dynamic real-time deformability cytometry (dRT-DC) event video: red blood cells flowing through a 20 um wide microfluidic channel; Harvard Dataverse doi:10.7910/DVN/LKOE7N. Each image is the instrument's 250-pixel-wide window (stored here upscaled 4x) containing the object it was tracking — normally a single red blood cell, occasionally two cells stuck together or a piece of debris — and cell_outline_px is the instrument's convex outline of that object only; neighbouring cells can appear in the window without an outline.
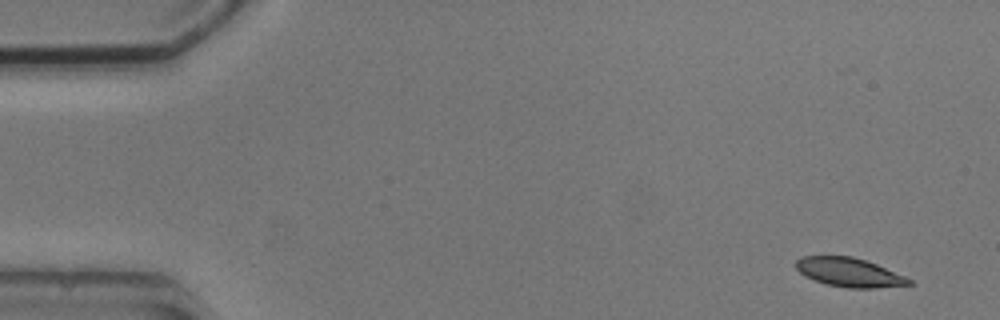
{"species": "common noctule bat (a hibernating species)", "species_latin": "Nyctalus noctula", "temperature_condition": "cold", "stored_images_in_passage": 3, "camera_frame_rate_fps": 3000, "um_per_image_px": 0.085, "animal": {"sex": "male", "body_mass_g": 20.5, "forearm_length_mm": 52.5}, "frame": {"image": 1, "passage_image": 1, "time_ms": 0.0, "image_size_px": [1000, 320], "cell_outline_px": [[916, 284], [876, 288], [848, 288], [828, 284], [804, 276], [796, 268], [796, 260], [804, 256], [852, 256], [876, 264], [904, 276], [912, 280]], "centroid_in_image_um": [72.2, 23.15], "position_along_channel_um": 12.8, "area_um2": 18.9}}
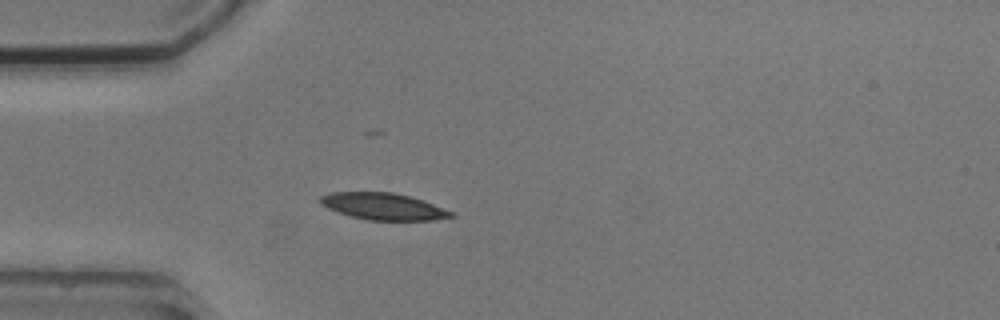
{"frame": {"image": 2, "passage_image": 3, "time_ms": 4.0, "image_size_px": [1000, 320], "cell_outline_px": [[456, 216], [432, 220], [368, 220], [352, 216], [328, 208], [320, 204], [320, 196], [332, 192], [392, 192], [408, 196], [456, 212]], "centroid_in_image_um": [32.6, 17.55], "position_along_channel_um": 52.4, "area_um2": 20.17}}